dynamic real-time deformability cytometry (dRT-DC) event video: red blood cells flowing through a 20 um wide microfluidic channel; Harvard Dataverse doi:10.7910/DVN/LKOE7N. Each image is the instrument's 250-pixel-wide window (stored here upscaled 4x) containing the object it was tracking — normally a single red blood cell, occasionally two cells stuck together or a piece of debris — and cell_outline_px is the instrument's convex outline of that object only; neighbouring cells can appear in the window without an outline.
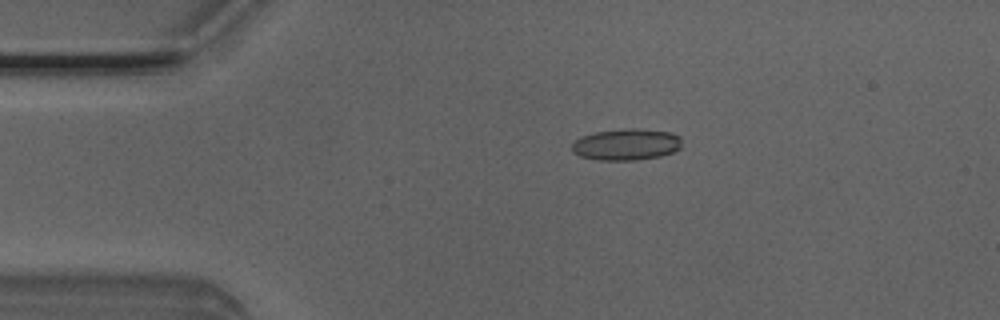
{"species": "Egyptian fruit bat (a non-hibernating species)", "species_latin": "Rousettus aegyptiacus", "temperature_condition": "room temperature", "stored_images_in_passage": 3, "camera_frame_rate_fps": 3000, "um_per_image_px": 0.085, "animal": {"sex": "male"}, "frame": {"image": 1, "passage_image": 2, "time_ms": 0.333, "image_size_px": [1000, 320], "cell_outline_px": [[680, 148], [672, 152], [660, 156], [636, 160], [600, 160], [580, 156], [572, 152], [572, 144], [580, 136], [596, 132], [624, 128], [640, 128], [672, 132], [680, 136]], "centroid_in_image_um": [53.24, 12.27], "position_along_channel_um": 31.8, "area_um2": 20.29}}